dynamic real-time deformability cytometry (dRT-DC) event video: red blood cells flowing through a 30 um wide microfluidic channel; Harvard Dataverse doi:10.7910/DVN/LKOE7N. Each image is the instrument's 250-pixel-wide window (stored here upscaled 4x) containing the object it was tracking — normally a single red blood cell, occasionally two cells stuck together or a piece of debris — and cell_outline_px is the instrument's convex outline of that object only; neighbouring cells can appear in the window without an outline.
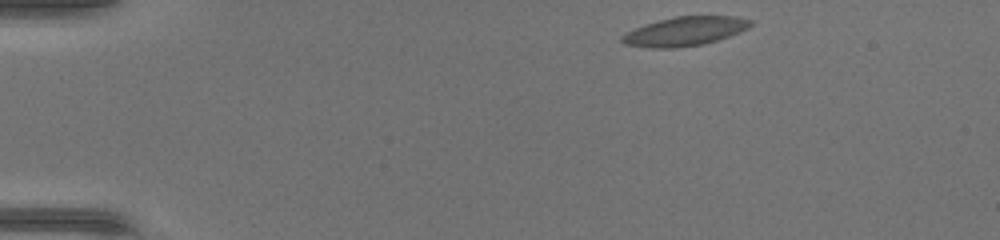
{"species": "common noctule bat (a hibernating species)", "species_latin": "Nyctalus noctula", "temperature_condition": "warm", "stored_images_in_passage": 41, "camera_frame_rate_fps": 3000, "um_per_image_px": 0.085, "animal": {"sex": "female", "body_mass_g": 17.0, "forearm_length_mm": 48.0}, "frame": {"image": 1, "passage_image": 1, "time_ms": 0.0, "image_size_px": [1000, 240], "cell_outline_px": [[752, 24], [748, 28], [728, 36], [704, 44], [676, 48], [652, 48], [624, 44], [620, 40], [620, 36], [636, 28], [660, 20], [676, 16], [728, 16], [752, 20]], "centroid_in_image_um": [58.19, 2.67], "position_along_channel_um": 26.8, "area_um2": 21.39}}
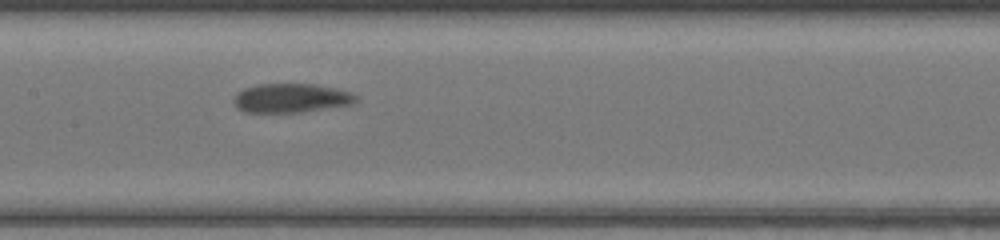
{"frame": {"image": 2, "passage_image": 18, "time_ms": 5.667, "image_size_px": [1000, 240], "cell_outline_px": [[356, 100], [352, 104], [296, 112], [244, 112], [236, 108], [232, 100], [236, 92], [244, 88], [260, 84], [316, 84], [336, 88], [352, 92], [356, 96]], "centroid_in_image_um": [24.69, 8.32], "position_along_channel_um": 182.7, "area_um2": 20.63}}
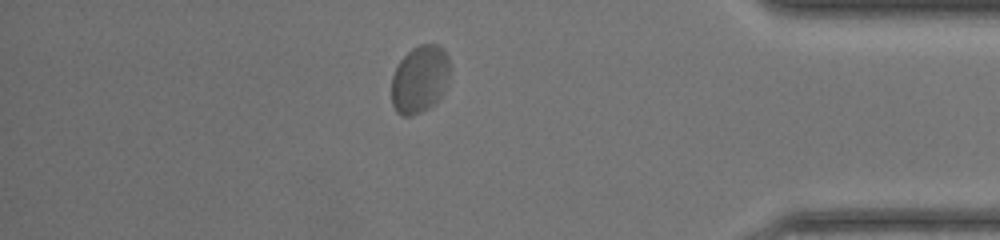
{"frame": {"image": 3, "passage_image": 35, "time_ms": 11.333, "image_size_px": [1000, 240], "cell_outline_px": [[448, 76], [440, 96], [428, 108], [412, 116], [400, 116], [396, 112], [392, 104], [392, 76], [400, 60], [412, 48], [420, 44], [436, 44], [448, 56]], "centroid_in_image_um": [35.63, 6.74], "position_along_channel_um": 399.6, "area_um2": 22.54}}